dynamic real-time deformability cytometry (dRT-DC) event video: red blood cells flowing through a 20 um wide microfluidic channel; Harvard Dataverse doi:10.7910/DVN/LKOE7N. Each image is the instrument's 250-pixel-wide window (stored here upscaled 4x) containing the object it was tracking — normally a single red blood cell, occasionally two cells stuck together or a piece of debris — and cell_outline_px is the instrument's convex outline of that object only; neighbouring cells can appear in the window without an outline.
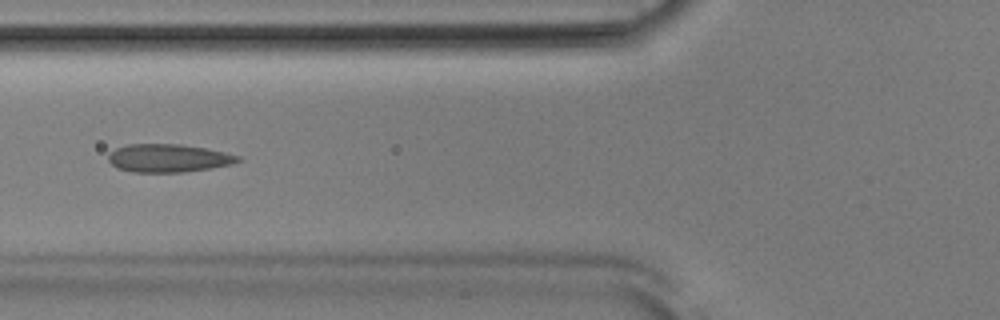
{"species": "Egyptian fruit bat (a non-hibernating species)", "species_latin": "Rousettus aegyptiacus", "temperature_condition": "room temperature", "stored_images_in_passage": 43, "camera_frame_rate_fps": 3000, "um_per_image_px": 0.085, "animal": {"sex": "male"}, "frame": {"image": 1, "passage_image": 11, "time_ms": 3.333, "image_size_px": [1000, 320], "cell_outline_px": [[244, 160], [232, 164], [212, 168], [184, 172], [132, 172], [116, 168], [108, 160], [108, 152], [116, 148], [128, 144], [180, 144], [204, 148], [224, 152], [240, 156]], "centroid_in_image_um": [14.31, 13.44], "position_along_channel_um": 111.5, "area_um2": 21.39}}
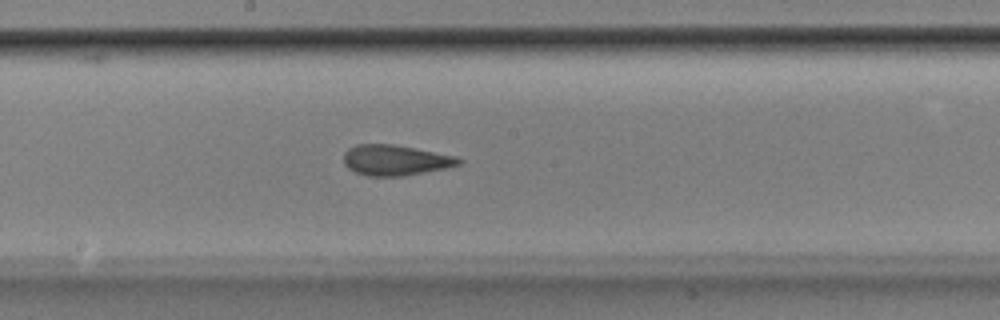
{"frame": {"image": 2, "passage_image": 19, "time_ms": 6.0, "image_size_px": [1000, 320], "cell_outline_px": [[464, 160], [460, 164], [444, 168], [404, 176], [368, 176], [356, 172], [348, 168], [344, 164], [344, 152], [348, 148], [356, 144], [392, 144], [456, 156]], "centroid_in_image_um": [33.58, 13.61], "position_along_channel_um": 214.6, "area_um2": 20.35}}
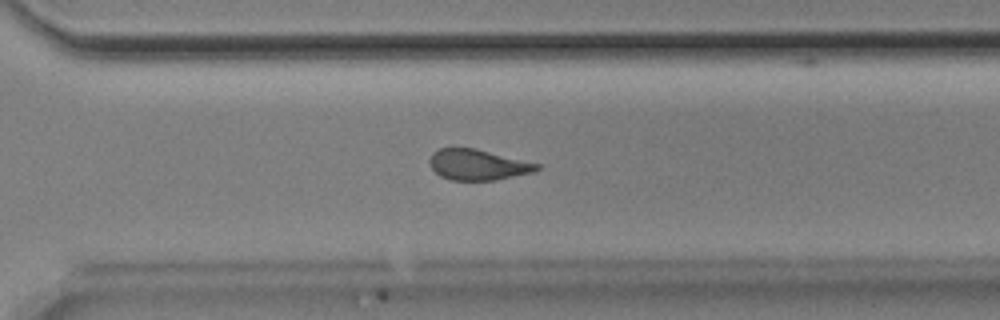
{"frame": {"image": 3, "passage_image": 28, "time_ms": 9.0, "image_size_px": [1000, 320], "cell_outline_px": [[540, 168], [532, 172], [496, 180], [452, 180], [440, 176], [428, 164], [428, 160], [432, 152], [440, 148], [476, 148], [540, 164]], "centroid_in_image_um": [40.58, 13.99], "position_along_channel_um": 330.0, "area_um2": 19.19}, "authors_computed_cell_mechanics": {"area_um2": 20.3456, "velocity_mm_per_s": 3.8692, "shape_relaxation_time_tau1_ms": null, "shape_relaxation_time_tau2_ms": 1.575, "deformation_change_tau1": null, "deformation_change_tau2": 0.0939}}